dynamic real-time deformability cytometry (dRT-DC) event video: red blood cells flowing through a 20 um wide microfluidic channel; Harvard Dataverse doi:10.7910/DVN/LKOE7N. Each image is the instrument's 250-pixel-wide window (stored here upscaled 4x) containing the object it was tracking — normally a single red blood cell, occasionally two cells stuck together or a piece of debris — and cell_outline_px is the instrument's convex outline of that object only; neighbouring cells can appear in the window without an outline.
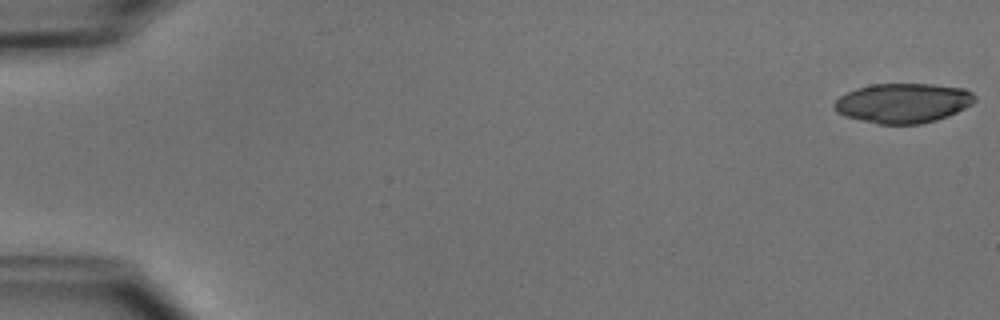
{"species": "common noctule bat (a hibernating species)", "species_latin": "Nyctalus noctula", "temperature_condition": "cold", "stored_images_in_passage": 51, "camera_frame_rate_fps": 3000, "um_per_image_px": 0.085, "animal": {"sex": "male", "body_mass_g": 15.6}, "frame": {"image": 1, "passage_image": 1, "time_ms": 0.0, "image_size_px": [1000, 320], "cell_outline_px": [[976, 100], [972, 104], [948, 116], [936, 120], [920, 124], [880, 124], [844, 116], [836, 112], [832, 104], [840, 96], [856, 88], [872, 84], [932, 84], [964, 88], [972, 92], [976, 96]], "centroid_in_image_um": [76.76, 8.75], "position_along_channel_um": 8.2, "area_um2": 32.54}}
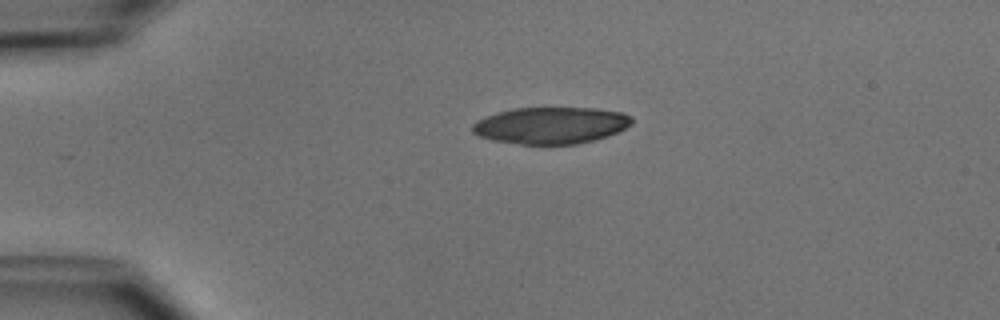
{"frame": {"image": 2, "passage_image": 12, "time_ms": 3.667, "image_size_px": [1000, 320], "cell_outline_px": [[632, 120], [624, 128], [616, 132], [592, 140], [576, 144], [520, 144], [492, 140], [480, 136], [472, 132], [472, 124], [476, 120], [484, 116], [496, 112], [512, 108], [596, 108], [624, 112], [632, 116]], "centroid_in_image_um": [46.77, 10.64], "position_along_channel_um": 38.2, "area_um2": 34.04}}
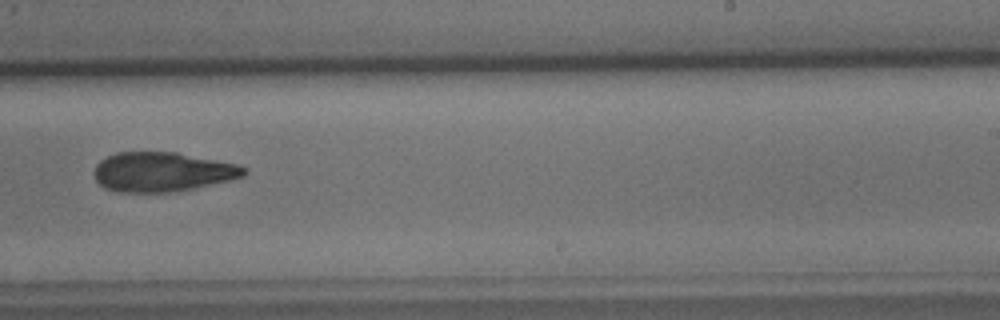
{"frame": {"image": 3, "passage_image": 33, "time_ms": 10.667, "image_size_px": [1000, 320], "cell_outline_px": [[248, 172], [244, 176], [228, 180], [192, 188], [172, 192], [116, 192], [104, 188], [96, 180], [92, 172], [96, 164], [100, 160], [116, 152], [176, 152], [236, 164], [248, 168]], "centroid_in_image_um": [13.75, 14.61], "position_along_channel_um": 275.2, "area_um2": 34.45}}